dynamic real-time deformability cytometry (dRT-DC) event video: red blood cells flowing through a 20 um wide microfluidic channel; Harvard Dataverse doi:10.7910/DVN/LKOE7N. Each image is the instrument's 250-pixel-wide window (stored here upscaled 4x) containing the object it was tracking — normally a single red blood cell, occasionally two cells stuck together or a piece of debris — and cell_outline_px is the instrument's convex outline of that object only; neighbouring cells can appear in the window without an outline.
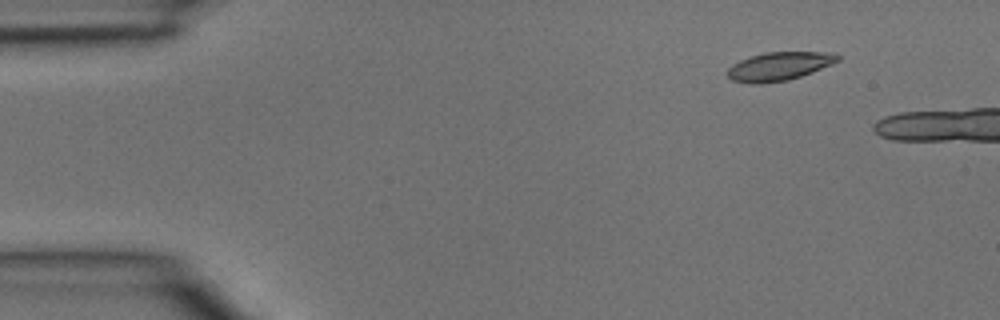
{"species": "common noctule bat (a hibernating species)", "species_latin": "Nyctalus noctula", "temperature_condition": "room temperature", "stored_images_in_passage": 4, "camera_frame_rate_fps": 3000, "um_per_image_px": 0.085, "animal": {"sex": "male", "body_mass_g": 15.6}, "frame": {"image": 1, "passage_image": 1, "time_ms": 0.0, "image_size_px": [1000, 320], "cell_outline_px": [[840, 60], [832, 64], [812, 72], [788, 80], [764, 84], [752, 84], [732, 80], [724, 72], [732, 64], [740, 60], [764, 52], [836, 52], [840, 56]], "centroid_in_image_um": [66.22, 5.63], "position_along_channel_um": 18.8, "area_um2": 18.5}}